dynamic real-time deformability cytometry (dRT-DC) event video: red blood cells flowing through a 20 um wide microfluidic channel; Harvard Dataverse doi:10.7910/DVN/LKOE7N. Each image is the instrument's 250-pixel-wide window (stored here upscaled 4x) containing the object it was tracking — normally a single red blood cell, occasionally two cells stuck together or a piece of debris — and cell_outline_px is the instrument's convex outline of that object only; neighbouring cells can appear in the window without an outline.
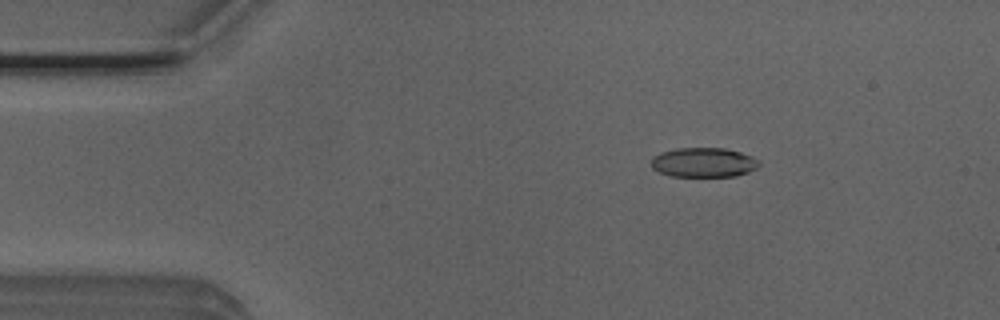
{"species": "Egyptian fruit bat (a non-hibernating species)", "species_latin": "Rousettus aegyptiacus", "temperature_condition": "room temperature", "stored_images_in_passage": 52, "camera_frame_rate_fps": 3000, "um_per_image_px": 0.085, "animal": {"sex": "male"}, "frame": {"image": 1, "passage_image": 8, "time_ms": 2.333, "image_size_px": [1000, 320], "cell_outline_px": [[760, 164], [756, 168], [748, 172], [736, 176], [672, 176], [660, 172], [652, 168], [652, 156], [660, 152], [676, 148], [724, 148], [740, 152], [752, 156]], "centroid_in_image_um": [59.79, 13.8], "position_along_channel_um": 25.2, "area_um2": 18.5}}
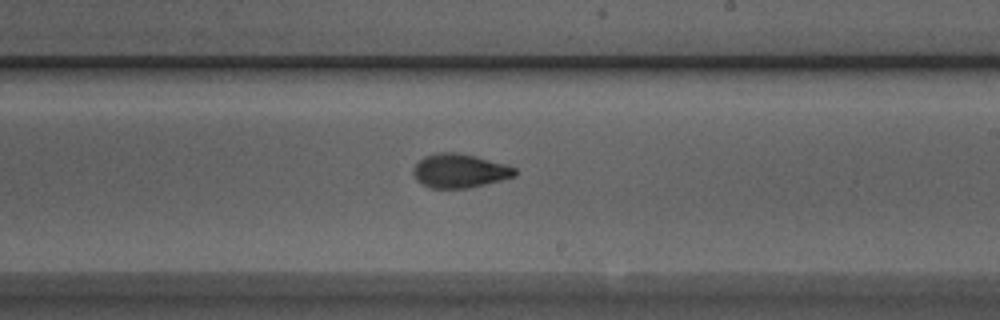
{"frame": {"image": 2, "passage_image": 30, "time_ms": 9.667, "image_size_px": [1000, 320], "cell_outline_px": [[516, 176], [468, 188], [432, 188], [416, 180], [412, 172], [412, 168], [424, 156], [436, 152], [456, 152], [476, 156], [504, 164], [516, 168]], "centroid_in_image_um": [39.04, 14.51], "position_along_channel_um": 250.0, "area_um2": 20.0}}
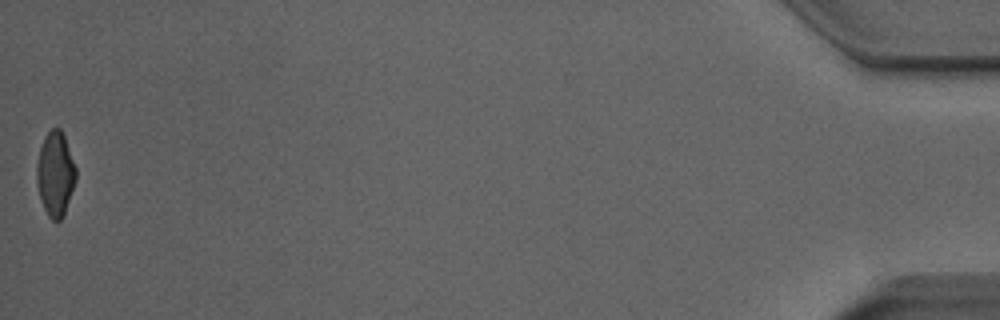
{"frame": {"image": 3, "passage_image": 52, "time_ms": 17.0, "image_size_px": [1000, 320], "cell_outline_px": [[76, 180], [64, 212], [60, 220], [56, 224], [48, 216], [40, 200], [36, 184], [36, 164], [40, 148], [44, 136], [52, 128], [60, 128], [64, 136], [76, 168]], "centroid_in_image_um": [4.68, 14.8], "position_along_channel_um": 430.5, "area_um2": 19.31}, "authors_computed_cell_mechanics": {"area_um2": 19.7098, "velocity_mm_per_s": 3.8983, "shape_relaxation_time_tau1_ms": 4.566, "shape_relaxation_time_tau2_ms": 1.938, "deformation_change_tau1": 0.1598, "deformation_change_tau2": 0.0769}}